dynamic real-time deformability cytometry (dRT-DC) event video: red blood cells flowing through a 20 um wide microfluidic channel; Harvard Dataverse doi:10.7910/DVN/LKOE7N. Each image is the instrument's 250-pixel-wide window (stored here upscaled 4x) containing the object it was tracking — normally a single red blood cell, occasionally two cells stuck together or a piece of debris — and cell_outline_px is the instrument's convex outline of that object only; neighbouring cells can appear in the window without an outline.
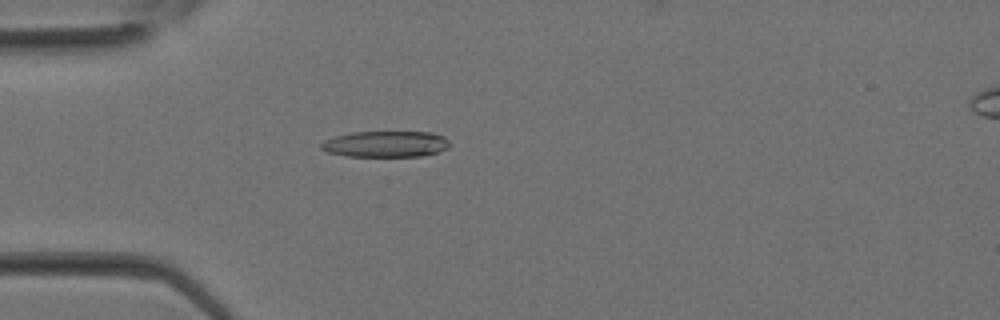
{"species": "Egyptian fruit bat (a non-hibernating species)", "species_latin": "Rousettus aegyptiacus", "temperature_condition": "room temperature", "stored_images_in_passage": 31, "camera_frame_rate_fps": 3000, "um_per_image_px": 0.085, "animal": {"sex": "female"}, "frame": {"image": 1, "passage_image": 8, "time_ms": 2.333, "image_size_px": [1000, 320], "cell_outline_px": [[452, 144], [448, 148], [436, 152], [420, 156], [344, 156], [328, 152], [320, 148], [320, 144], [324, 140], [336, 136], [352, 132], [432, 132], [444, 136]], "centroid_in_image_um": [32.79, 12.24], "position_along_channel_um": 52.2, "area_um2": 19.59}}
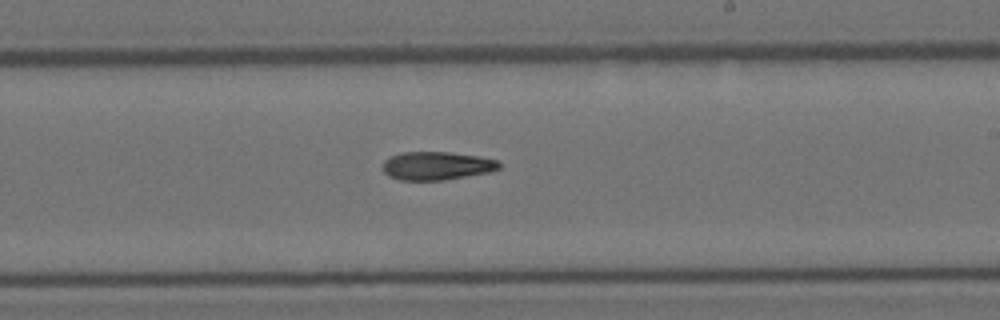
{"frame": {"image": 2, "passage_image": 18, "time_ms": 5.667, "image_size_px": [1000, 320], "cell_outline_px": [[500, 168], [488, 172], [444, 180], [400, 180], [388, 176], [384, 172], [384, 160], [392, 156], [404, 152], [448, 152], [480, 156], [500, 160]], "centroid_in_image_um": [37.15, 14.09], "position_along_channel_um": 251.9, "area_um2": 19.13}}
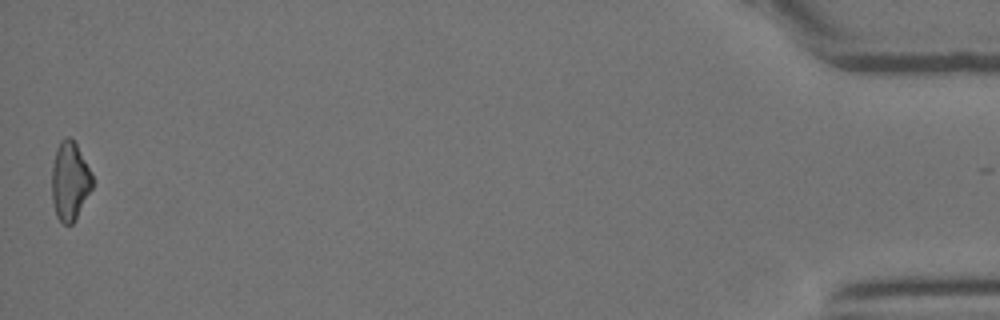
{"frame": {"image": 3, "passage_image": 31, "time_ms": 10.0, "image_size_px": [1000, 320], "cell_outline_px": [[92, 188], [72, 224], [64, 224], [56, 216], [52, 200], [52, 164], [56, 148], [60, 140], [64, 136], [72, 136], [92, 172]], "centroid_in_image_um": [5.92, 15.32], "position_along_channel_um": 429.3, "area_um2": 18.67}}